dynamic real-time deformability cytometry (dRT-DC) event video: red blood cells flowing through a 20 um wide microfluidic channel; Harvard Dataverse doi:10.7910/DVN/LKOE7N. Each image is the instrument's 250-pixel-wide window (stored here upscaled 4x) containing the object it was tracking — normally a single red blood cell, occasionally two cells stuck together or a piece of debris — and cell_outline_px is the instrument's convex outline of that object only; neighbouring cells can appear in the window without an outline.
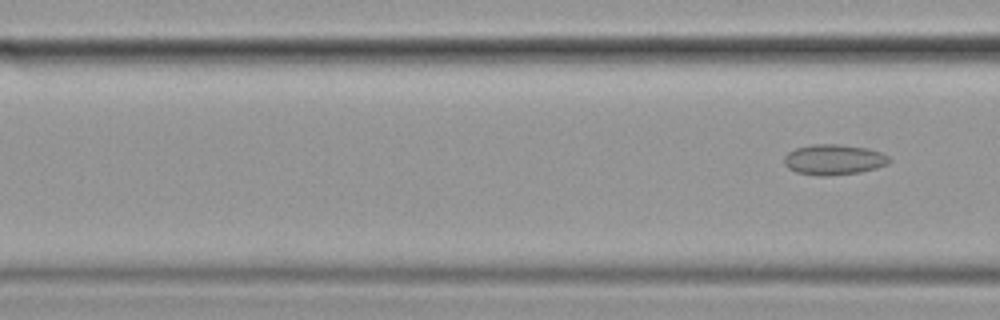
{"species": "common noctule bat (a hibernating species)", "species_latin": "Nyctalus noctula", "temperature_condition": "cold", "stored_images_in_passage": 3, "camera_frame_rate_fps": 3000, "um_per_image_px": 0.085, "animal": {"sex": "female", "body_mass_g": 19.9}, "frame": {"image": 1, "passage_image": 3, "time_ms": 0.667, "image_size_px": [1000, 320], "cell_outline_px": [[892, 160], [888, 164], [876, 168], [860, 172], [828, 176], [820, 176], [796, 172], [788, 168], [784, 164], [784, 156], [788, 152], [796, 148], [812, 144], [840, 144], [868, 148], [880, 152], [888, 156]], "centroid_in_image_um": [70.87, 13.56], "position_along_channel_um": 95.7, "area_um2": 18.79}}